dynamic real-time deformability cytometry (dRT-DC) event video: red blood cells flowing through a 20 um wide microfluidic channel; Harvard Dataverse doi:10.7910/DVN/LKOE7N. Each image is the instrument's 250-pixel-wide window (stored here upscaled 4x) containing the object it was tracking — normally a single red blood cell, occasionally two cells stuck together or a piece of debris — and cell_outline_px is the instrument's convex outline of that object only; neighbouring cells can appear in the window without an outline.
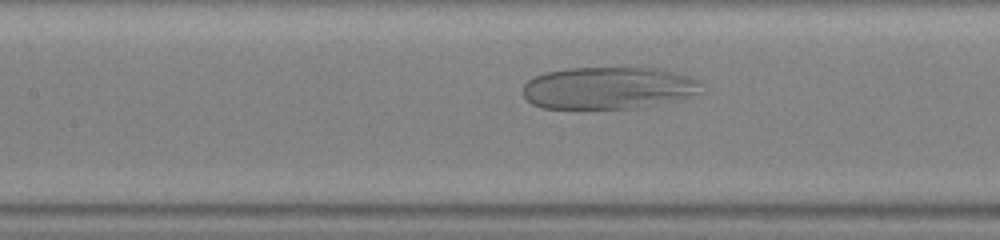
{"species": "human", "species_latin": "Homo sapiens", "temperature_condition": "warm", "stored_images_in_passage": 26, "camera_frame_rate_fps": 3000, "um_per_image_px": 0.085, "donor": {"sex": "male"}, "frame": {"image": 1, "passage_image": 7, "time_ms": 2.0, "image_size_px": [1000, 240], "cell_outline_px": [[704, 92], [680, 100], [632, 108], [544, 108], [532, 104], [524, 96], [524, 84], [528, 80], [544, 72], [568, 68], [656, 68], [676, 72], [700, 80]], "centroid_in_image_um": [51.77, 7.47], "position_along_channel_um": 155.6, "area_um2": 44.04}}
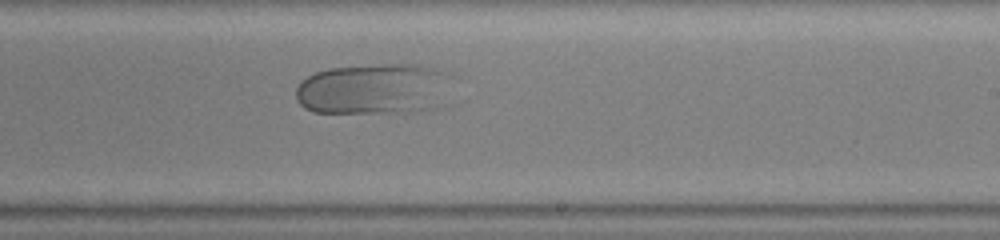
{"frame": {"image": 2, "passage_image": 14, "time_ms": 4.333, "image_size_px": [1000, 240], "cell_outline_px": [[456, 76], [436, 108], [408, 112], [316, 112], [304, 108], [296, 100], [296, 88], [300, 80], [316, 72], [328, 68], [384, 64], [408, 64], [432, 68], [448, 72]], "centroid_in_image_um": [31.78, 7.55], "position_along_channel_um": 257.2, "area_um2": 46.64}}
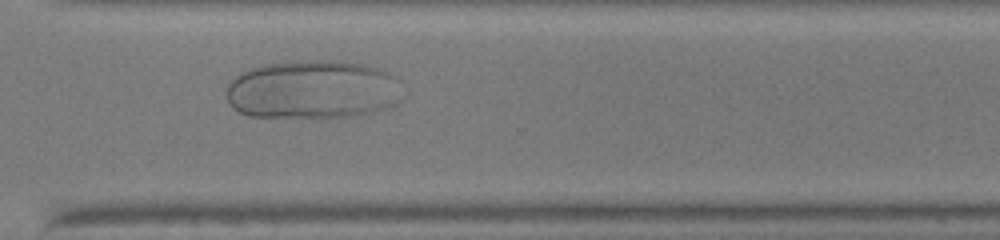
{"frame": {"image": 3, "passage_image": 20, "time_ms": 6.333, "image_size_px": [1000, 240], "cell_outline_px": [[400, 100], [396, 104], [372, 112], [348, 116], [248, 116], [232, 108], [228, 104], [228, 84], [240, 72], [264, 64], [292, 60], [328, 60], [360, 64], [376, 68], [388, 72], [396, 76]], "centroid_in_image_um": [26.54, 7.6], "position_along_channel_um": 344.1, "area_um2": 59.71}}